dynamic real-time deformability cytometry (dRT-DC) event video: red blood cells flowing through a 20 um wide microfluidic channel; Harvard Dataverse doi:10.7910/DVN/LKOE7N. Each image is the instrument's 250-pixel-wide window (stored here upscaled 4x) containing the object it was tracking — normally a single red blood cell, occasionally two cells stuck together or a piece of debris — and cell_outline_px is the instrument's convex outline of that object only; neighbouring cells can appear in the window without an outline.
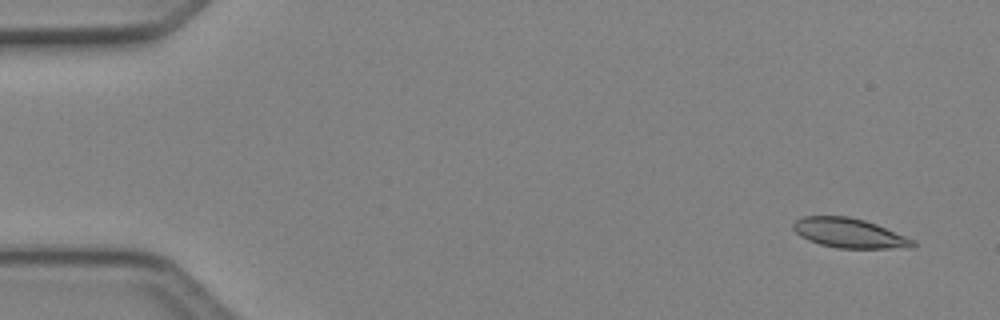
{"species": "Egyptian fruit bat (a non-hibernating species)", "species_latin": "Rousettus aegyptiacus", "temperature_condition": "cold", "stored_images_in_passage": 5, "camera_frame_rate_fps": 3000, "um_per_image_px": 0.085, "animal": {"sex": "female"}, "frame": {"image": 1, "passage_image": 1, "time_ms": 0.0, "image_size_px": [1000, 320], "cell_outline_px": [[916, 244], [912, 248], [836, 248], [820, 244], [808, 240], [800, 236], [792, 228], [792, 224], [796, 220], [804, 216], [848, 216], [864, 220], [876, 224], [916, 240]], "centroid_in_image_um": [72.2, 19.82], "position_along_channel_um": 12.8, "area_um2": 20.69}}
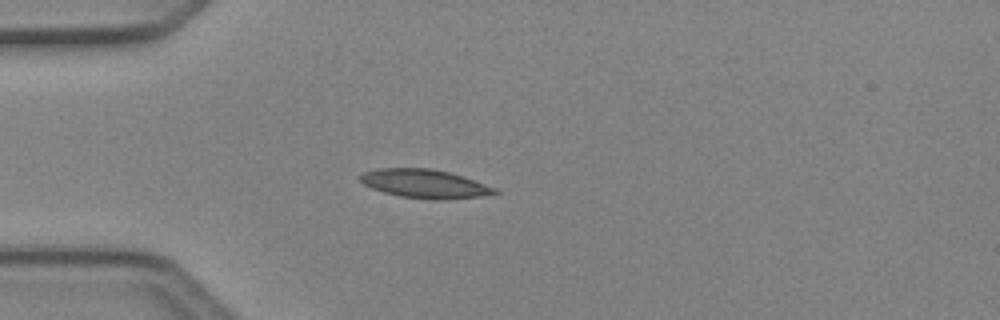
{"frame": {"image": 2, "passage_image": 4, "time_ms": 1.0, "image_size_px": [1000, 320], "cell_outline_px": [[500, 192], [480, 196], [440, 200], [436, 200], [400, 196], [384, 192], [372, 188], [364, 184], [360, 180], [360, 176], [364, 172], [380, 168], [432, 168], [464, 176], [496, 188]], "centroid_in_image_um": [36.11, 15.61], "position_along_channel_um": 48.9, "area_um2": 22.31}}